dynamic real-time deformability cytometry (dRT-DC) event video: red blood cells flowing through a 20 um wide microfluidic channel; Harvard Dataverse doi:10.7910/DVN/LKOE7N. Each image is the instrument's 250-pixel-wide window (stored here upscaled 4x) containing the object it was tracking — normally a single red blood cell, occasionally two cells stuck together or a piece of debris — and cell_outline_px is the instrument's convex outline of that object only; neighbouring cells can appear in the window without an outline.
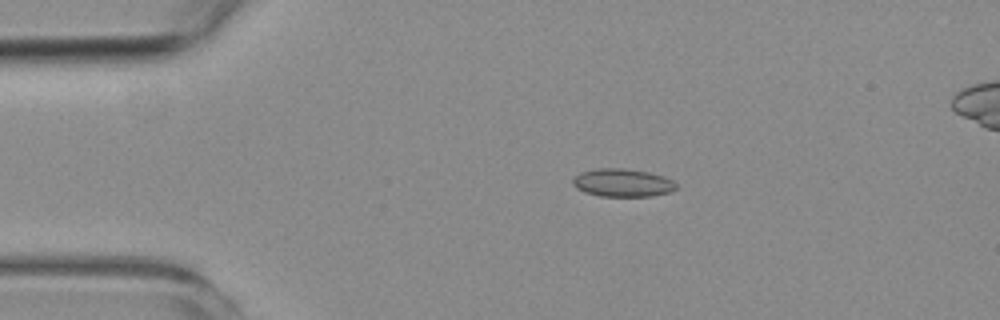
{"species": "common noctule bat (a hibernating species)", "species_latin": "Nyctalus noctula", "temperature_condition": "room temperature", "stored_images_in_passage": 6, "camera_frame_rate_fps": 3000, "um_per_image_px": 0.085, "animal": {"sex": "female", "body_mass_g": 19.3, "forearm_length_mm": 54.1}, "frame": {"image": 1, "passage_image": 4, "time_ms": 3.333, "image_size_px": [1000, 320], "cell_outline_px": [[676, 188], [668, 192], [652, 196], [600, 196], [584, 192], [576, 188], [572, 184], [572, 180], [580, 172], [596, 168], [624, 168], [648, 172], [664, 176], [672, 180], [676, 184]], "centroid_in_image_um": [52.89, 15.53], "position_along_channel_um": 32.1, "area_um2": 16.88}}